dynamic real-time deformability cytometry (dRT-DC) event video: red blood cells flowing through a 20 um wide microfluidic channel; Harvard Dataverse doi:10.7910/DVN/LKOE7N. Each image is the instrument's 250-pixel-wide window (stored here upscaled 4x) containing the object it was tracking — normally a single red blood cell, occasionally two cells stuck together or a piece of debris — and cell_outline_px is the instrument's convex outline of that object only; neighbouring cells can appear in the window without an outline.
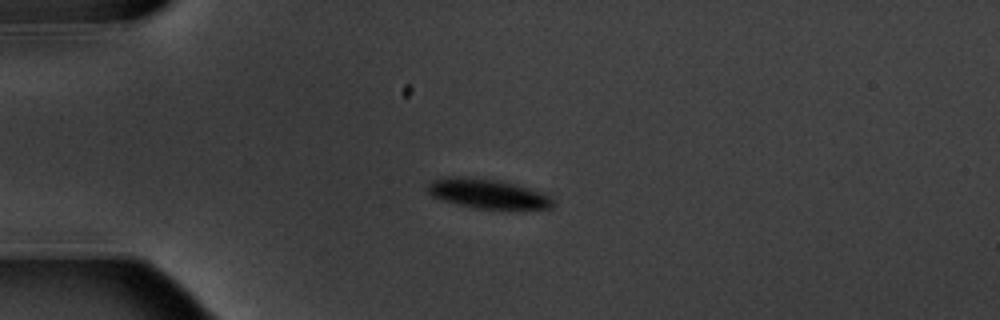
{"species": "common noctule bat (a hibernating species)", "species_latin": "Nyctalus noctula", "temperature_condition": "warm", "stored_images_in_passage": 2, "camera_frame_rate_fps": 3000, "um_per_image_px": 0.085, "animal": {"sex": "male", "body_mass_g": 20.1, "forearm_length_mm": 53.5}, "frame": {"image": 1, "passage_image": 1, "time_ms": 0.0, "image_size_px": [1000, 320], "cell_outline_px": [[552, 208], [472, 208], [440, 200], [432, 196], [428, 192], [428, 184], [432, 180], [448, 176], [500, 180], [544, 192], [552, 196]], "centroid_in_image_um": [41.43, 16.46], "position_along_channel_um": 43.6, "area_um2": 21.39}}